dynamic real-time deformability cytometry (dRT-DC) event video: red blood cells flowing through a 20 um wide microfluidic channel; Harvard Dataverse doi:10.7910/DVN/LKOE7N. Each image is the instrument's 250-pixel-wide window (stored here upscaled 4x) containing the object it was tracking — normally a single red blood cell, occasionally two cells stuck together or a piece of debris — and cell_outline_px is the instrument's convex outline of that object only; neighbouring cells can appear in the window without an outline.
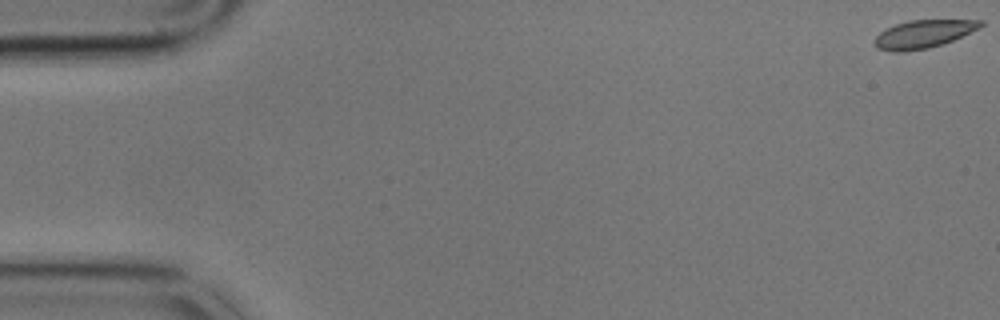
{"species": "common noctule bat (a hibernating species)", "species_latin": "Nyctalus noctula", "temperature_condition": "cold", "stored_images_in_passage": 59, "camera_frame_rate_fps": 3000, "um_per_image_px": 0.085, "animal": {"sex": "male", "body_mass_g": 17.9}, "frame": {"image": 1, "passage_image": 1, "time_ms": 0.0, "image_size_px": [1000, 320], "cell_outline_px": [[984, 24], [980, 28], [944, 44], [928, 48], [904, 52], [892, 52], [876, 48], [872, 40], [880, 32], [896, 24], [908, 20], [984, 20]], "centroid_in_image_um": [78.48, 2.9], "position_along_channel_um": 6.5, "area_um2": 17.46}}
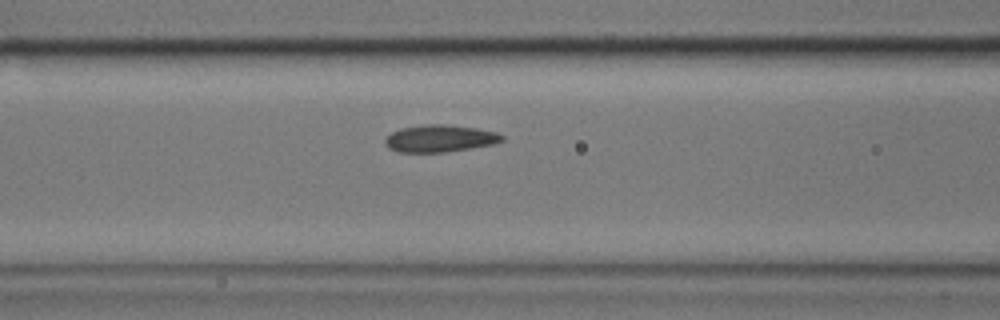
{"frame": {"image": 2, "passage_image": 24, "time_ms": 7.667, "image_size_px": [1000, 320], "cell_outline_px": [[504, 140], [492, 144], [444, 152], [396, 152], [388, 148], [384, 144], [384, 140], [392, 132], [400, 128], [424, 124], [444, 124], [476, 128], [496, 132], [504, 136]], "centroid_in_image_um": [37.34, 11.76], "position_along_channel_um": 129.3, "area_um2": 18.44}}
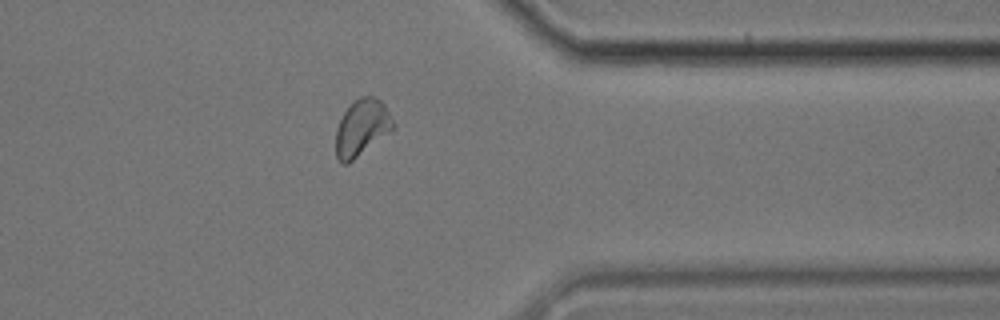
{"frame": {"image": 3, "passage_image": 47, "time_ms": 15.333, "image_size_px": [1000, 320], "cell_outline_px": [[396, 124], [392, 128], [348, 164], [340, 164], [336, 156], [336, 128], [348, 104], [360, 96], [376, 96], [384, 104]], "centroid_in_image_um": [30.72, 10.82], "position_along_channel_um": 380.7, "area_um2": 18.67}, "authors_computed_cell_mechanics": {"area_um2": 18.3226, "velocity_mm_per_s": 3.4136, "shape_relaxation_time_tau1_ms": null, "shape_relaxation_time_tau2_ms": 1.5824, "deformation_change_tau1": null, "deformation_change_tau2": 0.0734}}